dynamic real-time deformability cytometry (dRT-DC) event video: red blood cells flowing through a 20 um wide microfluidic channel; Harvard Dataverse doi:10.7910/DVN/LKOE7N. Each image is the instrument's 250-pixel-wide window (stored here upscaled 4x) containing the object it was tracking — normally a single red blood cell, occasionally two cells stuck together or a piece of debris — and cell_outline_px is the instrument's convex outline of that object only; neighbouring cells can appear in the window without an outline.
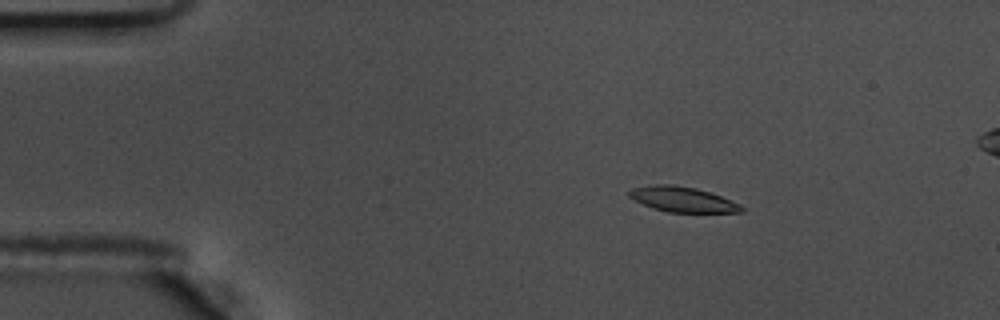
{"species": "common noctule bat (a hibernating species)", "species_latin": "Nyctalus noctula", "temperature_condition": "warm", "stored_images_in_passage": 57, "camera_frame_rate_fps": 3000, "um_per_image_px": 0.085, "animal": {"sex": "male", "body_mass_g": 17.5, "forearm_length_mm": 52.3}, "frame": {"image": 1, "passage_image": 10, "time_ms": 3.0, "image_size_px": [1000, 320], "cell_outline_px": [[744, 212], [668, 212], [652, 208], [628, 196], [628, 192], [632, 188], [656, 184], [672, 184], [696, 188], [720, 196], [740, 204], [744, 208]], "centroid_in_image_um": [58.01, 16.94], "position_along_channel_um": 27.0, "area_um2": 16.3}}
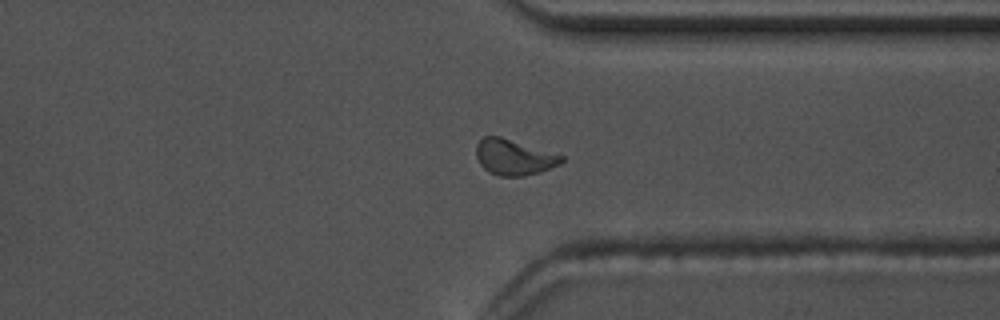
{"frame": {"image": 2, "passage_image": 44, "time_ms": 14.333, "image_size_px": [1000, 320], "cell_outline_px": [[564, 160], [560, 164], [540, 172], [524, 176], [500, 176], [488, 172], [480, 164], [476, 156], [476, 144], [484, 136], [500, 136], [564, 156]], "centroid_in_image_um": [43.67, 13.37], "position_along_channel_um": 367.7, "area_um2": 17.69}}
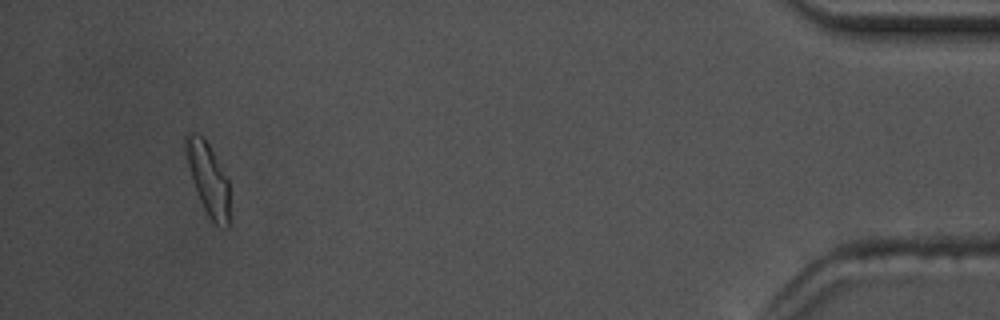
{"frame": {"image": 3, "passage_image": 54, "time_ms": 17.667, "image_size_px": [1000, 320], "cell_outline_px": [[228, 228], [216, 224], [208, 216], [200, 200], [188, 164], [184, 148], [184, 136], [188, 132], [196, 132], [208, 144], [228, 180]], "centroid_in_image_um": [17.66, 15.15], "position_along_channel_um": 417.5, "area_um2": 17.74}, "authors_computed_cell_mechanics": {"area_um2": 17.051, "velocity_mm_per_s": 3.6058, "shape_relaxation_time_tau1_ms": 3.6499, "shape_relaxation_time_tau2_ms": 2.458, "deformation_change_tau1": 0.1382, "deformation_change_tau2": 0.0719}}